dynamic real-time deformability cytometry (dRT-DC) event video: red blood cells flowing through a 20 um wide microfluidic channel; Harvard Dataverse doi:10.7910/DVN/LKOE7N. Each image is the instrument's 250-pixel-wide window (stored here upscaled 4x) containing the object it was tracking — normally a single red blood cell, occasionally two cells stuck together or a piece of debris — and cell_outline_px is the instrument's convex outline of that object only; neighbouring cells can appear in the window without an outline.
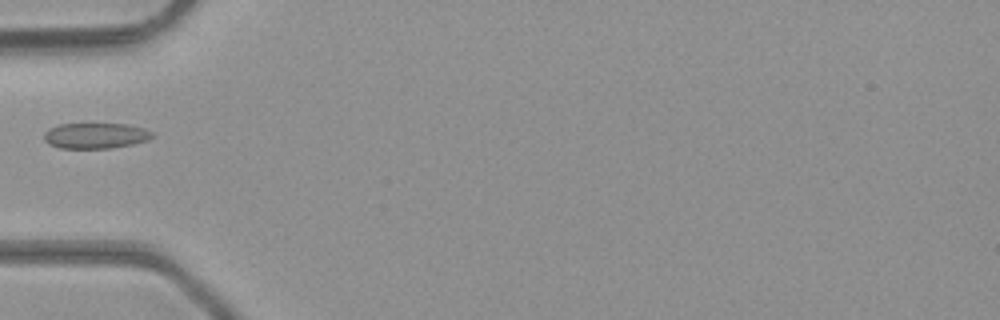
{"species": "common noctule bat (a hibernating species)", "species_latin": "Nyctalus noctula", "temperature_condition": "room temperature", "stored_images_in_passage": 5, "camera_frame_rate_fps": 3000, "um_per_image_px": 0.085, "animal": {"sex": "male", "body_mass_g": 23.1, "forearm_length_mm": 52.7}, "frame": {"image": 1, "passage_image": 5, "time_ms": 1.333, "image_size_px": [1000, 320], "cell_outline_px": [[156, 136], [148, 140], [132, 144], [112, 148], [60, 148], [48, 144], [44, 140], [44, 132], [48, 128], [60, 124], [128, 124], [144, 128], [152, 132]], "centroid_in_image_um": [8.13, 11.53], "position_along_channel_um": 76.9, "area_um2": 16.3}}